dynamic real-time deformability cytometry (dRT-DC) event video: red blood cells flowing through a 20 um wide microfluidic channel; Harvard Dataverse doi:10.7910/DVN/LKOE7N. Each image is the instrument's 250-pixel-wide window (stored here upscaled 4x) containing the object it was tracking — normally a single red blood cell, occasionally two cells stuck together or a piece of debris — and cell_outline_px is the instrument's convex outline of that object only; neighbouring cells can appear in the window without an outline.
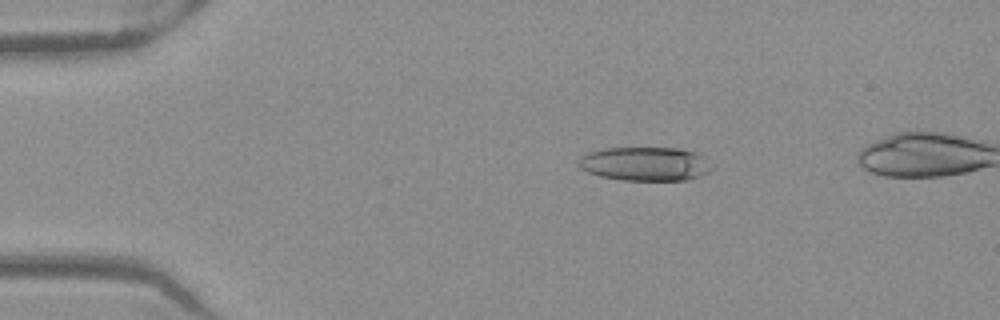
{"species": "Egyptian fruit bat (a non-hibernating species)", "species_latin": "Rousettus aegyptiacus", "temperature_condition": "warm", "stored_images_in_passage": 40, "camera_frame_rate_fps": 3000, "um_per_image_px": 0.085, "frame": {"image": 1, "passage_image": 1, "time_ms": 0.0, "image_size_px": [1000, 320], "cell_outline_px": [[712, 168], [708, 172], [700, 176], [688, 180], [620, 180], [600, 176], [588, 172], [580, 168], [576, 164], [576, 160], [580, 156], [588, 152], [604, 148], [680, 148], [696, 152], [704, 156]], "centroid_in_image_um": [54.8, 13.92], "position_along_channel_um": 30.2, "area_um2": 26.59}}
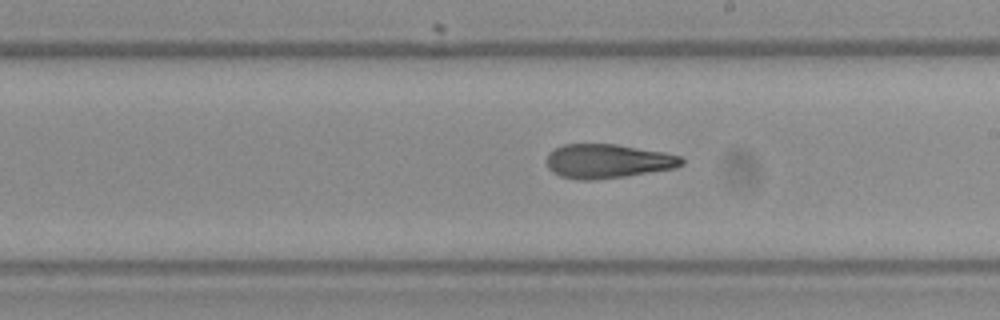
{"frame": {"image": 2, "passage_image": 21, "time_ms": 6.667, "image_size_px": [1000, 320], "cell_outline_px": [[684, 164], [676, 168], [624, 176], [592, 180], [580, 180], [560, 176], [552, 172], [548, 168], [548, 152], [564, 144], [616, 144], [664, 152], [680, 156], [684, 160]], "centroid_in_image_um": [51.66, 13.69], "position_along_channel_um": 237.3, "area_um2": 26.76}}
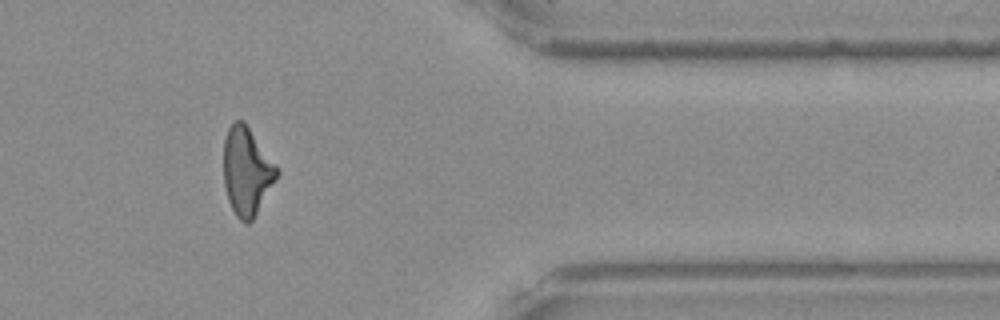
{"frame": {"image": 3, "passage_image": 34, "time_ms": 11.0, "image_size_px": [1000, 320], "cell_outline_px": [[280, 172], [252, 220], [248, 224], [244, 224], [236, 216], [228, 200], [224, 184], [224, 140], [228, 128], [236, 120], [244, 120], [280, 168]], "centroid_in_image_um": [20.99, 14.53], "position_along_channel_um": 390.4, "area_um2": 27.4}}